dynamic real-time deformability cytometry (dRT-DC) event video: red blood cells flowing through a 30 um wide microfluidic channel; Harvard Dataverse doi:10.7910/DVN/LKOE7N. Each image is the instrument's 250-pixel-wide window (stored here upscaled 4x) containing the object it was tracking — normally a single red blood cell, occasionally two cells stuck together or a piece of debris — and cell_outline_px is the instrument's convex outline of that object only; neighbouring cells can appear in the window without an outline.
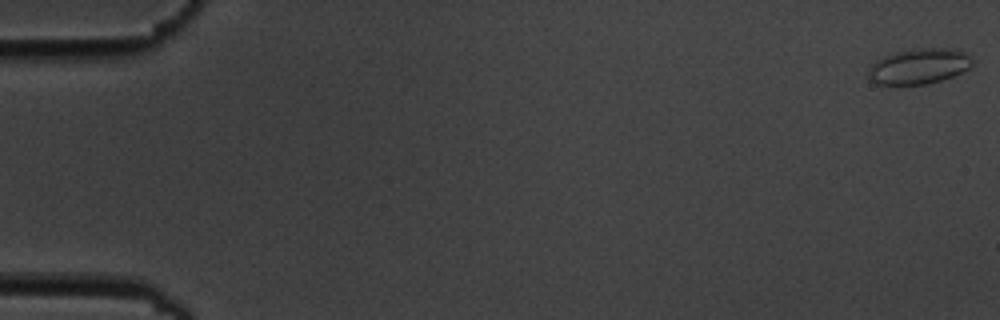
{"species": "common noctule bat (a hibernating species)", "species_latin": "Nyctalus noctula", "temperature_condition": "cold", "stored_images_in_passage": 6, "camera_frame_rate_fps": 3000, "um_per_image_px": 0.085, "animal": {"sex": "male", "body_mass_g": 19.5, "forearm_length_mm": 54.6}, "frame": {"image": 1, "passage_image": 1, "time_ms": 0.0, "image_size_px": [1000, 320], "cell_outline_px": [[972, 64], [968, 68], [952, 76], [928, 84], [876, 84], [868, 80], [868, 68], [876, 60], [884, 56], [896, 52], [912, 48], [956, 48], [964, 52], [972, 60]], "centroid_in_image_um": [78.07, 5.62], "position_along_channel_um": 6.9, "area_um2": 21.5}}
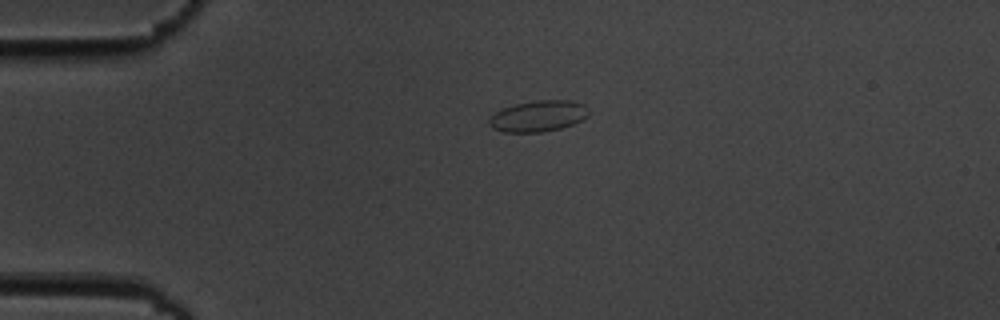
{"frame": {"image": 2, "passage_image": 4, "time_ms": 4.333, "image_size_px": [1000, 320], "cell_outline_px": [[588, 116], [572, 124], [560, 128], [540, 132], [504, 132], [492, 128], [488, 124], [488, 120], [496, 112], [504, 108], [516, 104], [536, 100], [572, 100], [584, 104], [588, 108]], "centroid_in_image_um": [45.76, 9.86], "position_along_channel_um": 39.2, "area_um2": 17.92}}